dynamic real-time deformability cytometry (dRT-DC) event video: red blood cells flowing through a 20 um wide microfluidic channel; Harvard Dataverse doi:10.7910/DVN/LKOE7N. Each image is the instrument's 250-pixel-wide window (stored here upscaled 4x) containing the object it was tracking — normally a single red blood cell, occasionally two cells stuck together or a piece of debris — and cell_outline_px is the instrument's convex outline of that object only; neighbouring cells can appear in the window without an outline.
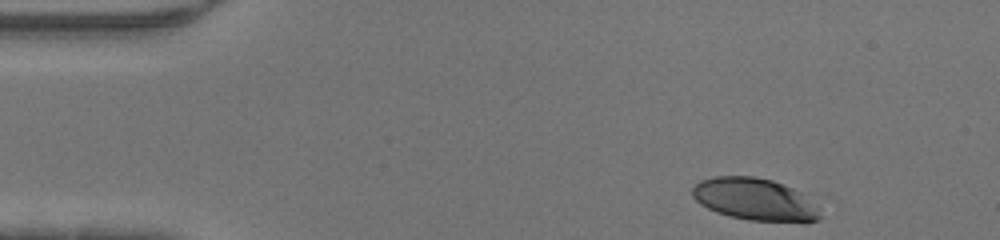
{"species": "human", "species_latin": "Homo sapiens", "temperature_condition": "warm", "stored_images_in_passage": 36, "camera_frame_rate_fps": 3000, "um_per_image_px": 0.085, "donor": {"sex": "male"}, "frame": {"image": 1, "passage_image": 1, "time_ms": 0.0, "image_size_px": [1000, 240], "cell_outline_px": [[824, 216], [820, 220], [804, 224], [748, 220], [716, 212], [700, 204], [692, 196], [692, 188], [700, 180], [716, 176], [752, 176], [772, 180], [792, 188], [800, 192], [820, 208]], "centroid_in_image_um": [64.24, 16.98], "position_along_channel_um": 20.8, "area_um2": 32.02}}
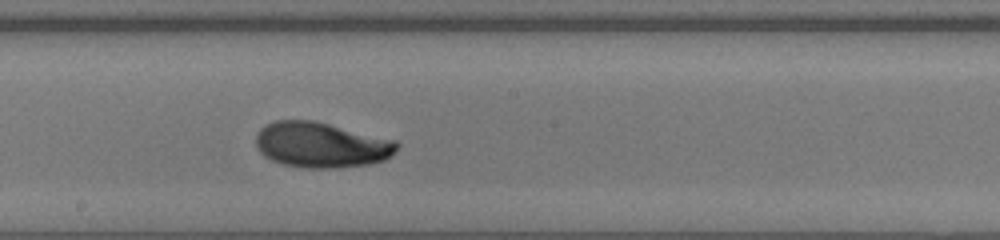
{"frame": {"image": 2, "passage_image": 21, "time_ms": 6.667, "image_size_px": [1000, 240], "cell_outline_px": [[400, 144], [384, 160], [368, 164], [336, 168], [304, 168], [284, 164], [272, 160], [264, 156], [256, 148], [256, 132], [264, 124], [276, 120], [312, 120], [396, 140]], "centroid_in_image_um": [27.25, 12.31], "position_along_channel_um": 221.0, "area_um2": 37.28}}
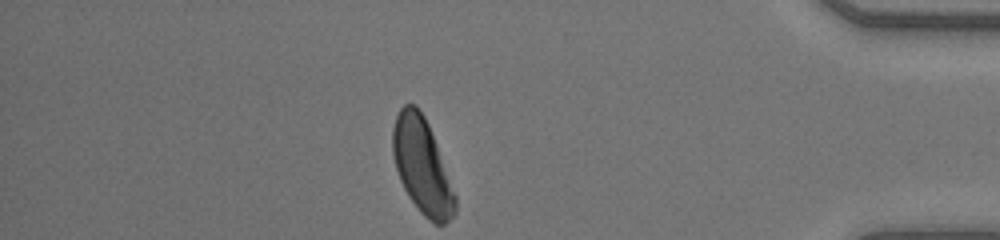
{"frame": {"image": 3, "passage_image": 36, "time_ms": 11.667, "image_size_px": [1000, 240], "cell_outline_px": [[456, 212], [444, 224], [436, 224], [428, 220], [420, 212], [408, 196], [400, 180], [396, 168], [392, 152], [392, 128], [396, 116], [400, 108], [404, 104], [416, 104], [424, 116], [428, 124], [436, 144], [456, 196]], "centroid_in_image_um": [35.86, 14.11], "position_along_channel_um": 399.3, "area_um2": 34.39}}